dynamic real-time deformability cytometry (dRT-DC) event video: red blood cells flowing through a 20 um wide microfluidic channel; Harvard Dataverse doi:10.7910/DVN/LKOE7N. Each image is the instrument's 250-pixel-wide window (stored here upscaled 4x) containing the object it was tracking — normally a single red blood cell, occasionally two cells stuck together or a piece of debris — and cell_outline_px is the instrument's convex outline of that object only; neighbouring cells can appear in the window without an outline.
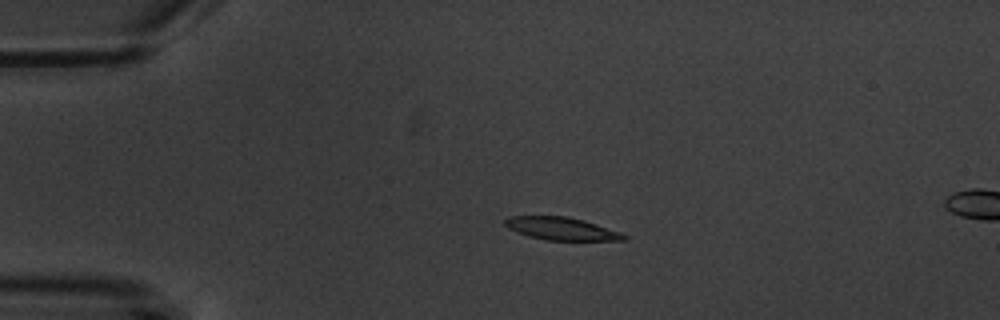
{"species": "common noctule bat (a hibernating species)", "species_latin": "Nyctalus noctula", "temperature_condition": "warm", "stored_images_in_passage": 6, "camera_frame_rate_fps": 3000, "um_per_image_px": 0.085, "animal": {"sex": "male", "body_mass_g": 20.1, "forearm_length_mm": 53.5}, "frame": {"image": 1, "passage_image": 4, "time_ms": 3.333, "image_size_px": [1000, 320], "cell_outline_px": [[628, 240], [544, 240], [528, 236], [516, 232], [508, 228], [504, 224], [504, 220], [508, 216], [568, 216], [584, 220], [620, 232], [628, 236]], "centroid_in_image_um": [47.7, 19.43], "position_along_channel_um": 37.3, "area_um2": 15.84}}